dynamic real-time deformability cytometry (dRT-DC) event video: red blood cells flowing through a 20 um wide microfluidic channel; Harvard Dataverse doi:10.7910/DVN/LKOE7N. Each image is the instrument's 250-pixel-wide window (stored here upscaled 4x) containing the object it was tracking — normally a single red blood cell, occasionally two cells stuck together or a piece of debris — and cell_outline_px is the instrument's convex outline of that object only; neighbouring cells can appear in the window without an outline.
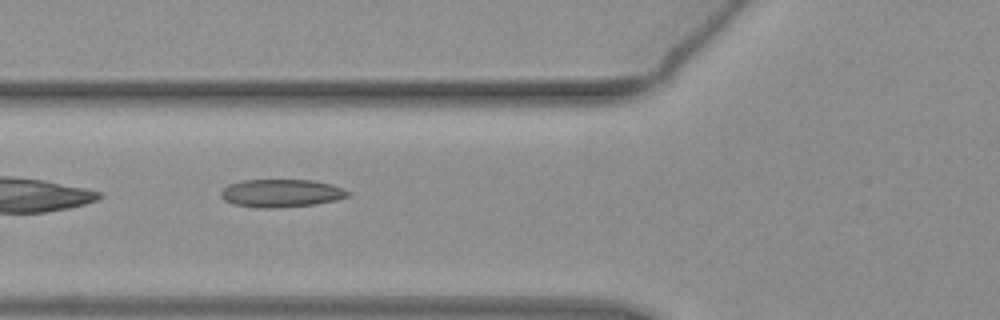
{"species": "common noctule bat (a hibernating species)", "species_latin": "Nyctalus noctula", "temperature_condition": "warm", "stored_images_in_passage": 36, "camera_frame_rate_fps": 3000, "um_per_image_px": 0.085, "animal": {"sex": "female", "body_mass_g": 19.3, "forearm_length_mm": 54.1}, "frame": {"image": 1, "passage_image": 3, "time_ms": 0.667, "image_size_px": [1000, 320], "cell_outline_px": [[352, 192], [348, 196], [336, 200], [316, 204], [276, 208], [256, 208], [232, 204], [224, 200], [220, 196], [220, 192], [228, 184], [244, 180], [312, 180], [332, 184]], "centroid_in_image_um": [23.89, 16.43], "position_along_channel_um": 101.9, "area_um2": 20.87}}
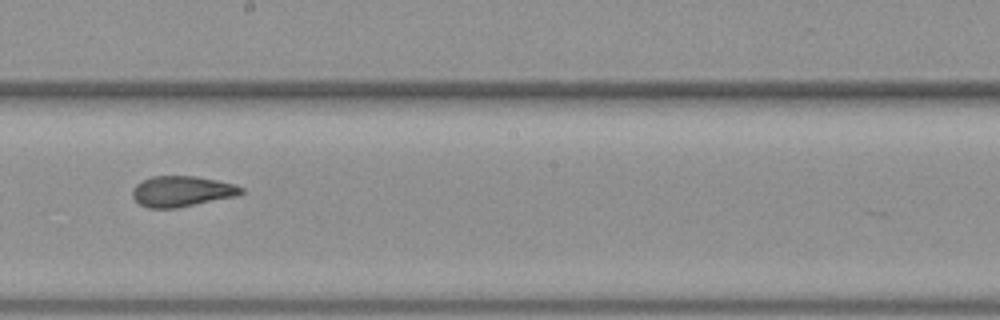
{"frame": {"image": 2, "passage_image": 13, "time_ms": 4.0, "image_size_px": [1000, 320], "cell_outline_px": [[244, 192], [236, 196], [176, 208], [148, 208], [140, 204], [132, 196], [132, 188], [136, 184], [152, 176], [196, 176], [216, 180], [232, 184], [244, 188]], "centroid_in_image_um": [15.44, 16.26], "position_along_channel_um": 232.8, "area_um2": 19.31}}
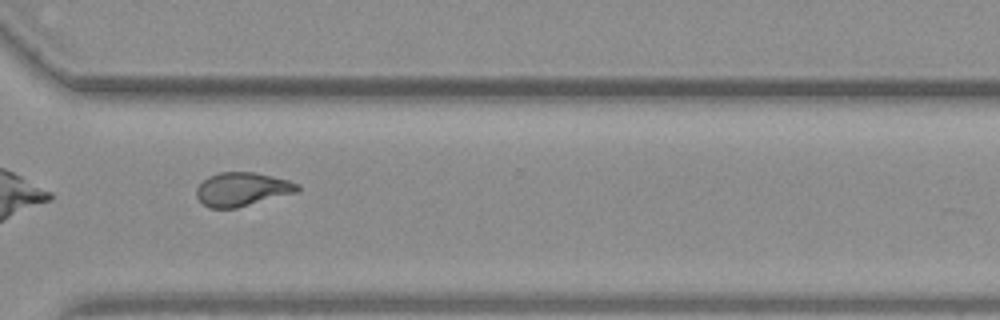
{"frame": {"image": 3, "passage_image": 22, "time_ms": 7.0, "image_size_px": [1000, 320], "cell_outline_px": [[300, 188], [296, 192], [236, 208], [208, 208], [196, 196], [196, 188], [208, 176], [220, 172], [256, 172], [288, 180], [300, 184]], "centroid_in_image_um": [20.57, 16.08], "position_along_channel_um": 350.0, "area_um2": 19.71}}